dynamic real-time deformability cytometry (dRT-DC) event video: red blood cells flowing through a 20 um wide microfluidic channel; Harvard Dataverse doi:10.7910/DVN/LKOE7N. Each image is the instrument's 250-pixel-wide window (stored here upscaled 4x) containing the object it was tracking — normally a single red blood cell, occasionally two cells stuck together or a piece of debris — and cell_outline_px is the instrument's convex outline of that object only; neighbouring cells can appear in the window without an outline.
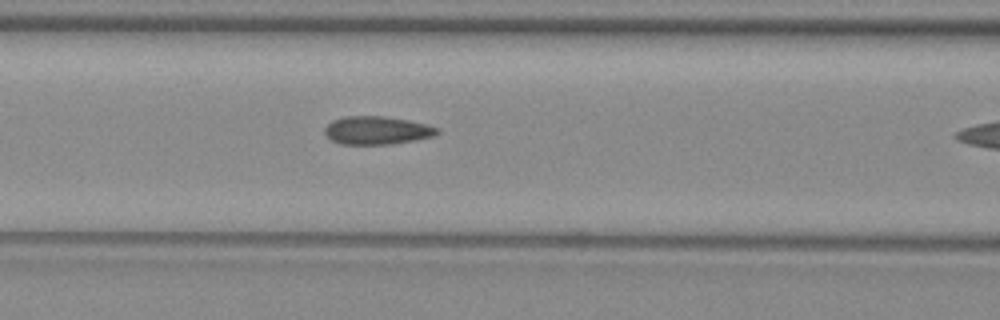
{"species": "common noctule bat (a hibernating species)", "species_latin": "Nyctalus noctula", "temperature_condition": "warm", "stored_images_in_passage": 13, "camera_frame_rate_fps": 3000, "um_per_image_px": 0.085, "animal": {"sex": "female", "body_mass_g": 29.2, "forearm_length_mm": 56.3}, "frame": {"image": 1, "passage_image": 12, "time_ms": 3.667, "image_size_px": [1000, 320], "cell_outline_px": [[440, 132], [432, 136], [416, 140], [392, 144], [340, 144], [332, 140], [324, 132], [324, 128], [332, 120], [344, 116], [384, 116], [408, 120], [440, 128]], "centroid_in_image_um": [32.03, 11.08], "position_along_channel_um": 134.6, "area_um2": 18.44}}